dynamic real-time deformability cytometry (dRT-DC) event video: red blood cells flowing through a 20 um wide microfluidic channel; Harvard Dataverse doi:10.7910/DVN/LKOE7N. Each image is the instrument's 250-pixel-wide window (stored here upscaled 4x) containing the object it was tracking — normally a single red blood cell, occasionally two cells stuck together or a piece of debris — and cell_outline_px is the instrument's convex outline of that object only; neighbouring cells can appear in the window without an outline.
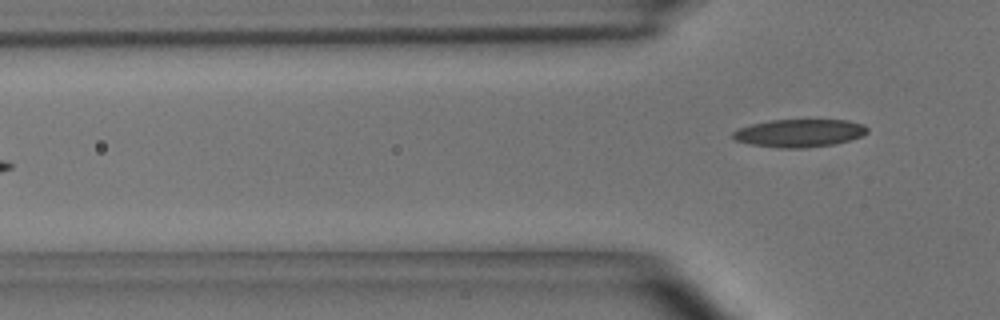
{"species": "common noctule bat (a hibernating species)", "species_latin": "Nyctalus noctula", "temperature_condition": "room temperature", "stored_images_in_passage": 3, "camera_frame_rate_fps": 3000, "um_per_image_px": 0.085, "animal": {"sex": "male", "body_mass_g": 15.6}, "frame": {"image": 1, "passage_image": 3, "time_ms": 0.667, "image_size_px": [1000, 320], "cell_outline_px": [[868, 132], [860, 136], [836, 144], [804, 148], [780, 148], [752, 144], [736, 140], [732, 136], [732, 132], [736, 128], [752, 124], [772, 120], [848, 120], [864, 124], [868, 128]], "centroid_in_image_um": [67.95, 11.31], "position_along_channel_um": 57.9, "area_um2": 21.79}}